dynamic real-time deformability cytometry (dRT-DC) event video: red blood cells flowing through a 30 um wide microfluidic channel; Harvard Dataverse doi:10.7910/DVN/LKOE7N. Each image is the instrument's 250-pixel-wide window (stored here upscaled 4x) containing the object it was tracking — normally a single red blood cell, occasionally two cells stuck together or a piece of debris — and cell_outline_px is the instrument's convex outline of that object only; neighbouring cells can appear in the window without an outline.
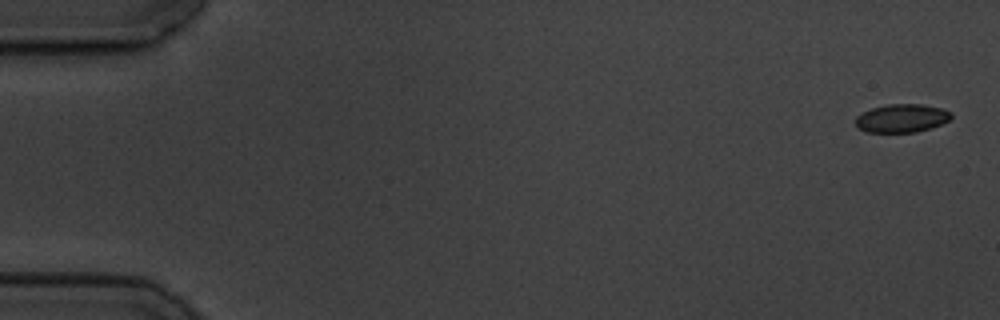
{"species": "common noctule bat (a hibernating species)", "species_latin": "Nyctalus noctula", "temperature_condition": "cold", "stored_images_in_passage": 9, "camera_frame_rate_fps": 3000, "um_per_image_px": 0.085, "animal": {"sex": "male", "body_mass_g": 19.5, "forearm_length_mm": 54.6}, "frame": {"image": 1, "passage_image": 1, "time_ms": 0.0, "image_size_px": [1000, 320], "cell_outline_px": [[952, 116], [948, 120], [932, 128], [916, 132], [864, 132], [856, 124], [856, 116], [872, 108], [888, 104], [920, 104], [940, 108], [952, 112]], "centroid_in_image_um": [76.65, 10.05], "position_along_channel_um": 8.3, "area_um2": 15.66}}
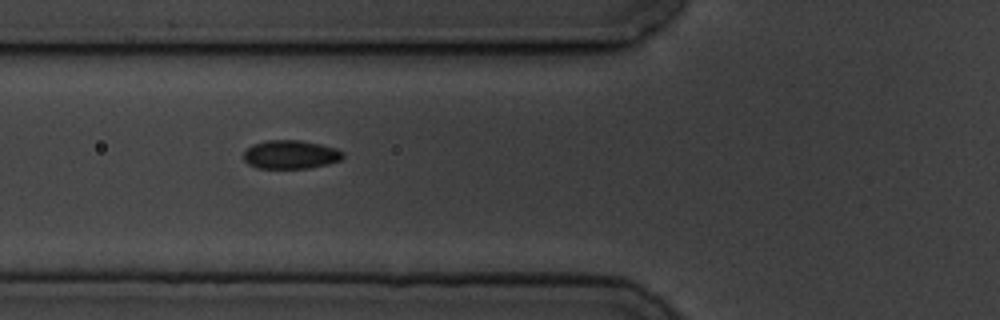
{"frame": {"image": 2, "passage_image": 6, "time_ms": 6.667, "image_size_px": [1000, 320], "cell_outline_px": [[344, 156], [340, 160], [328, 164], [308, 168], [256, 168], [248, 164], [244, 160], [244, 152], [252, 144], [268, 140], [300, 140], [320, 144], [336, 148], [344, 152]], "centroid_in_image_um": [24.7, 13.13], "position_along_channel_um": 101.1, "area_um2": 16.59}}
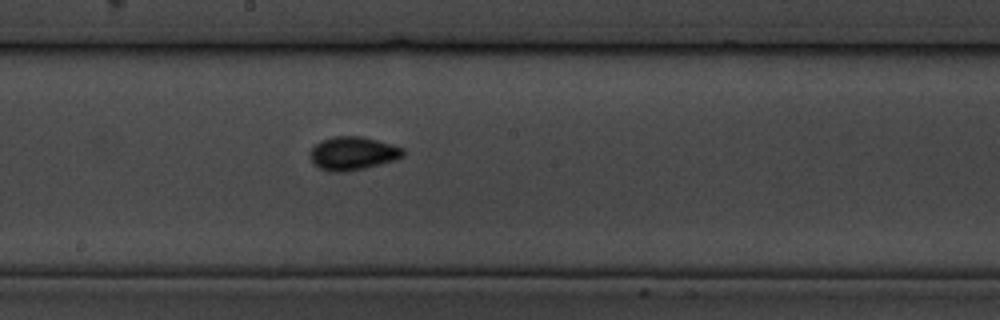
{"frame": {"image": 3, "passage_image": 9, "time_ms": 10.0, "image_size_px": [1000, 320], "cell_outline_px": [[404, 156], [396, 160], [364, 168], [344, 172], [328, 172], [312, 164], [308, 156], [312, 148], [320, 140], [332, 136], [360, 136], [392, 144], [404, 148]], "centroid_in_image_um": [29.95, 13.04], "position_along_channel_um": 218.2, "area_um2": 18.32}}